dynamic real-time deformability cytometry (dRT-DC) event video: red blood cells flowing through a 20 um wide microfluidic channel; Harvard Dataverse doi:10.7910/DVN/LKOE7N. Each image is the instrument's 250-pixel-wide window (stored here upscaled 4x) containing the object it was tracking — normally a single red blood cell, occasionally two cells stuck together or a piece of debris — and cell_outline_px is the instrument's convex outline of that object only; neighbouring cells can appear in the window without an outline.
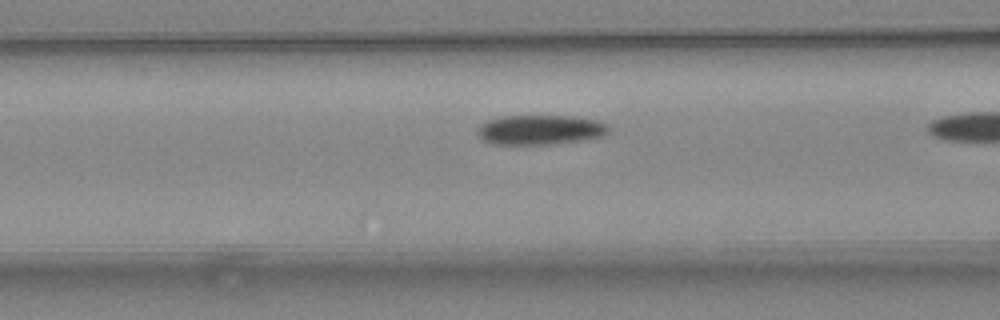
{"species": "common noctule bat (a hibernating species)", "species_latin": "Nyctalus noctula", "temperature_condition": "warm", "stored_images_in_passage": 18, "camera_frame_rate_fps": 3000, "um_per_image_px": 0.085, "animal": {"sex": "female", "body_mass_g": 24.6, "forearm_length_mm": 56.2}, "frame": {"image": 1, "passage_image": 16, "time_ms": 5.0, "image_size_px": [1000, 320], "cell_outline_px": [[612, 128], [604, 136], [584, 140], [548, 144], [492, 144], [476, 136], [476, 128], [480, 124], [488, 120], [500, 116], [572, 116], [596, 120], [608, 124]], "centroid_in_image_um": [45.91, 11.03], "position_along_channel_um": 120.7, "area_um2": 23.0}}